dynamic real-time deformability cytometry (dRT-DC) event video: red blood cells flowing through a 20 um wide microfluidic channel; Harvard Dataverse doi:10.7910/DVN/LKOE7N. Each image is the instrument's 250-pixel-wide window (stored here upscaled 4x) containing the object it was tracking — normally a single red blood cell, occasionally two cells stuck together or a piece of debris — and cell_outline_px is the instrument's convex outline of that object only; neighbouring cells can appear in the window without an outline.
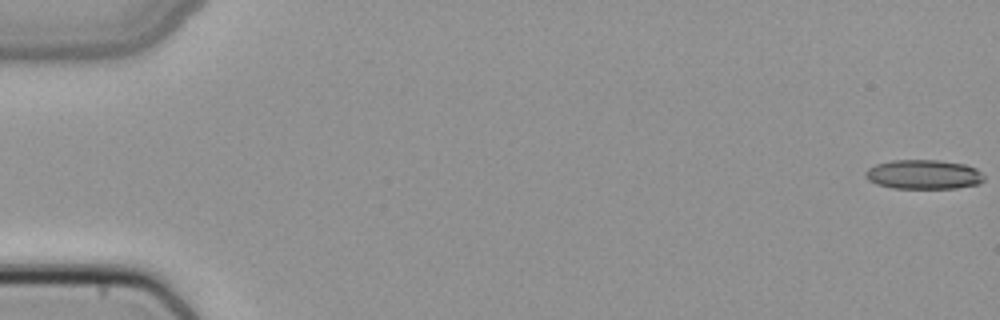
{"species": "common noctule bat (a hibernating species)", "species_latin": "Nyctalus noctula", "temperature_condition": "cold", "stored_images_in_passage": 51, "camera_frame_rate_fps": 3000, "um_per_image_px": 0.085, "animal": {"sex": "female", "body_mass_g": 22.7, "forearm_length_mm": 54.2}, "frame": {"image": 1, "passage_image": 1, "time_ms": 0.0, "image_size_px": [1000, 320], "cell_outline_px": [[984, 180], [980, 184], [956, 188], [892, 188], [876, 184], [868, 180], [864, 176], [864, 172], [868, 168], [876, 164], [892, 160], [940, 160], [964, 164], [976, 168], [984, 176]], "centroid_in_image_um": [78.49, 14.83], "position_along_channel_um": 6.5, "area_um2": 20.46}}
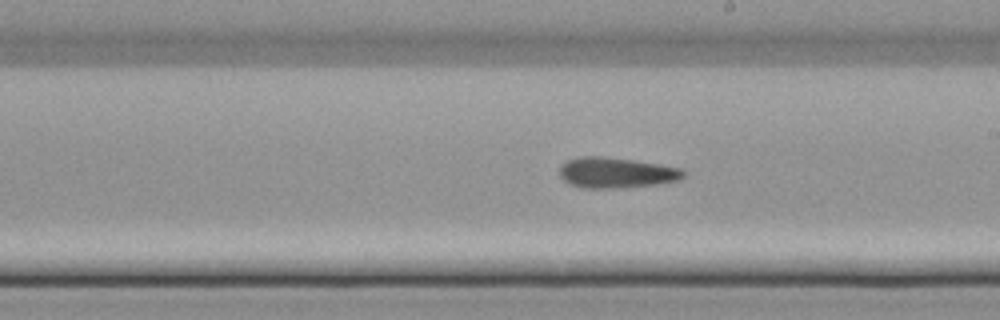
{"frame": {"image": 2, "passage_image": 30, "time_ms": 9.667, "image_size_px": [1000, 320], "cell_outline_px": [[688, 172], [680, 180], [656, 184], [612, 188], [584, 188], [568, 184], [560, 176], [560, 164], [568, 160], [580, 156], [604, 156], [660, 164], [684, 168]], "centroid_in_image_um": [52.4, 14.67], "position_along_channel_um": 236.6, "area_um2": 22.25}}
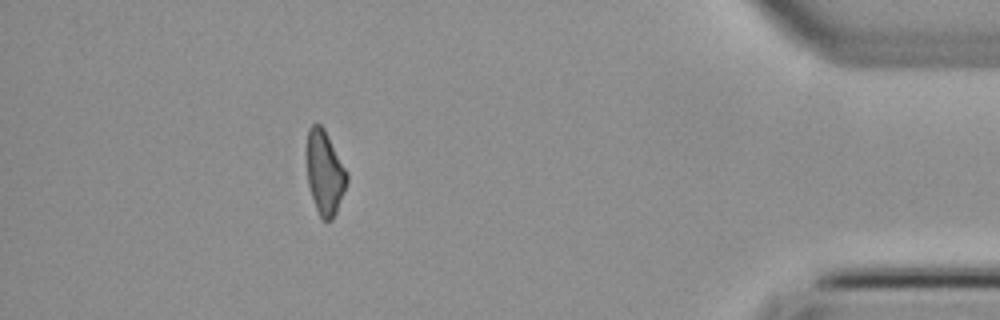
{"frame": {"image": 3, "passage_image": 46, "time_ms": 15.0, "image_size_px": [1000, 320], "cell_outline_px": [[348, 180], [344, 192], [336, 212], [332, 220], [324, 220], [320, 216], [316, 208], [308, 184], [308, 128], [312, 124], [320, 124], [324, 128], [348, 172]], "centroid_in_image_um": [27.63, 14.68], "position_along_channel_um": 407.6, "area_um2": 19.31}}